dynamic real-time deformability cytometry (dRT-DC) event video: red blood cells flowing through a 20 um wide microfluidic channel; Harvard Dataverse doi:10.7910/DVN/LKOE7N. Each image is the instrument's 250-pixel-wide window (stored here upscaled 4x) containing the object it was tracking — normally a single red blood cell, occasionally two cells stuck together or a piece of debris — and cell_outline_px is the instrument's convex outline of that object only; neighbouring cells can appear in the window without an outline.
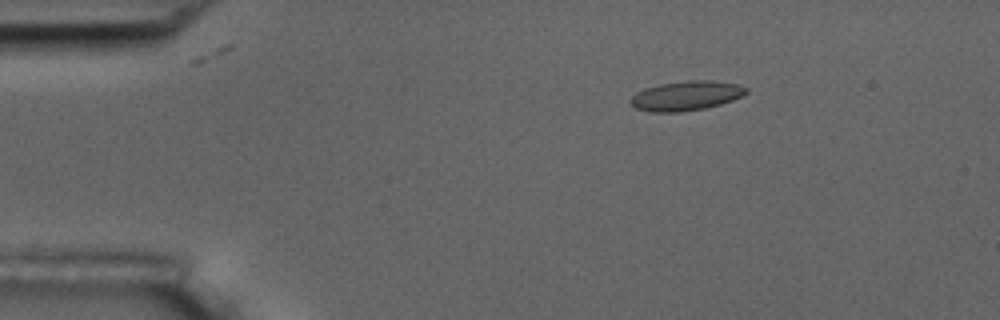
{"species": "common noctule bat (a hibernating species)", "species_latin": "Nyctalus noctula", "temperature_condition": "room temperature", "stored_images_in_passage": 5, "camera_frame_rate_fps": 3000, "um_per_image_px": 0.085, "animal": {"sex": "male", "body_mass_g": 17.5, "forearm_length_mm": 52.3}, "frame": {"image": 1, "passage_image": 3, "time_ms": 2.333, "image_size_px": [1000, 320], "cell_outline_px": [[748, 92], [732, 100], [720, 104], [704, 108], [680, 112], [652, 112], [636, 108], [628, 100], [636, 92], [644, 88], [660, 84], [688, 80], [712, 80], [736, 84], [748, 88]], "centroid_in_image_um": [58.3, 8.13], "position_along_channel_um": 26.7, "area_um2": 19.83}}